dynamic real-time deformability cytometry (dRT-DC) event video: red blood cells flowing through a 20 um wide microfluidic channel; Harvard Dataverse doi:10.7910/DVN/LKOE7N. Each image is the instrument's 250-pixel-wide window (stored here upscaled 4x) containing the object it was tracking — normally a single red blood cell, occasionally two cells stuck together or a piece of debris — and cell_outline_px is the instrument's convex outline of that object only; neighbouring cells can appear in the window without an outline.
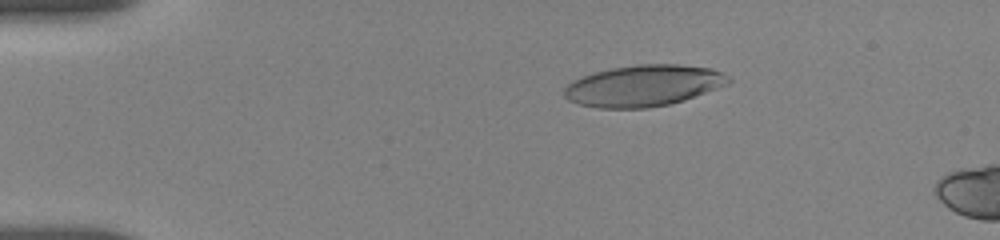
{"species": "human", "species_latin": "Homo sapiens", "temperature_condition": "room temperature", "stored_images_in_passage": 29, "camera_frame_rate_fps": 3000, "um_per_image_px": 0.085, "donor": {"sex": "female"}, "frame": {"image": 1, "passage_image": 18, "time_ms": 3.0, "image_size_px": [1000, 240], "cell_outline_px": [[732, 80], [728, 84], [684, 100], [668, 104], [648, 108], [600, 108], [580, 104], [568, 100], [564, 96], [564, 88], [572, 80], [592, 72], [608, 68], [636, 64], [680, 64], [712, 68], [728, 76]], "centroid_in_image_um": [54.68, 7.27], "position_along_channel_um": 30.3, "area_um2": 39.71}}